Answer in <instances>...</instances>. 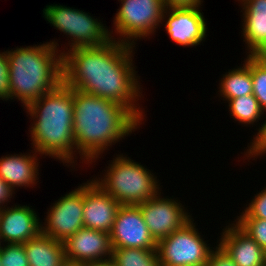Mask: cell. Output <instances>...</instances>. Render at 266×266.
I'll return each mask as SVG.
<instances>
[{"instance_id": "1", "label": "cell", "mask_w": 266, "mask_h": 266, "mask_svg": "<svg viewBox=\"0 0 266 266\" xmlns=\"http://www.w3.org/2000/svg\"><path fill=\"white\" fill-rule=\"evenodd\" d=\"M134 47L113 38L104 46L62 51L63 82L69 88L122 104L142 123L145 115L136 102L142 88L133 66Z\"/></svg>"}, {"instance_id": "2", "label": "cell", "mask_w": 266, "mask_h": 266, "mask_svg": "<svg viewBox=\"0 0 266 266\" xmlns=\"http://www.w3.org/2000/svg\"><path fill=\"white\" fill-rule=\"evenodd\" d=\"M72 98L75 151L83 159L82 163L92 164L108 146L131 135L141 125L122 104L76 89H72Z\"/></svg>"}, {"instance_id": "3", "label": "cell", "mask_w": 266, "mask_h": 266, "mask_svg": "<svg viewBox=\"0 0 266 266\" xmlns=\"http://www.w3.org/2000/svg\"><path fill=\"white\" fill-rule=\"evenodd\" d=\"M32 117L30 131L32 145L39 155L75 166V140L73 135V98L72 88L62 82L57 88L46 92L25 107ZM74 150V151H73Z\"/></svg>"}, {"instance_id": "4", "label": "cell", "mask_w": 266, "mask_h": 266, "mask_svg": "<svg viewBox=\"0 0 266 266\" xmlns=\"http://www.w3.org/2000/svg\"><path fill=\"white\" fill-rule=\"evenodd\" d=\"M54 41L7 52L10 95L25 108L63 82V54Z\"/></svg>"}, {"instance_id": "5", "label": "cell", "mask_w": 266, "mask_h": 266, "mask_svg": "<svg viewBox=\"0 0 266 266\" xmlns=\"http://www.w3.org/2000/svg\"><path fill=\"white\" fill-rule=\"evenodd\" d=\"M125 155H117L103 178L92 179L120 205H138L153 198L161 189L159 180L147 168Z\"/></svg>"}, {"instance_id": "6", "label": "cell", "mask_w": 266, "mask_h": 266, "mask_svg": "<svg viewBox=\"0 0 266 266\" xmlns=\"http://www.w3.org/2000/svg\"><path fill=\"white\" fill-rule=\"evenodd\" d=\"M43 17L57 30L70 37L69 50L75 48L104 46L113 40L111 30L97 18L79 9L62 5H47Z\"/></svg>"}, {"instance_id": "7", "label": "cell", "mask_w": 266, "mask_h": 266, "mask_svg": "<svg viewBox=\"0 0 266 266\" xmlns=\"http://www.w3.org/2000/svg\"><path fill=\"white\" fill-rule=\"evenodd\" d=\"M120 2L122 5L113 20L114 33L119 35L117 38L119 42L135 46L138 38L149 37L162 24L165 10L162 0H120Z\"/></svg>"}, {"instance_id": "8", "label": "cell", "mask_w": 266, "mask_h": 266, "mask_svg": "<svg viewBox=\"0 0 266 266\" xmlns=\"http://www.w3.org/2000/svg\"><path fill=\"white\" fill-rule=\"evenodd\" d=\"M192 219L157 243L161 266H205L212 247L201 237Z\"/></svg>"}, {"instance_id": "9", "label": "cell", "mask_w": 266, "mask_h": 266, "mask_svg": "<svg viewBox=\"0 0 266 266\" xmlns=\"http://www.w3.org/2000/svg\"><path fill=\"white\" fill-rule=\"evenodd\" d=\"M83 207L84 183L53 203L47 212L45 223L41 224V233L64 242L84 227Z\"/></svg>"}, {"instance_id": "10", "label": "cell", "mask_w": 266, "mask_h": 266, "mask_svg": "<svg viewBox=\"0 0 266 266\" xmlns=\"http://www.w3.org/2000/svg\"><path fill=\"white\" fill-rule=\"evenodd\" d=\"M161 197V192H158L153 198L137 205L156 243L193 219L179 200Z\"/></svg>"}, {"instance_id": "11", "label": "cell", "mask_w": 266, "mask_h": 266, "mask_svg": "<svg viewBox=\"0 0 266 266\" xmlns=\"http://www.w3.org/2000/svg\"><path fill=\"white\" fill-rule=\"evenodd\" d=\"M112 248L157 250L143 215L137 205H121L110 231Z\"/></svg>"}, {"instance_id": "12", "label": "cell", "mask_w": 266, "mask_h": 266, "mask_svg": "<svg viewBox=\"0 0 266 266\" xmlns=\"http://www.w3.org/2000/svg\"><path fill=\"white\" fill-rule=\"evenodd\" d=\"M63 244L69 266H83L112 258L110 233L104 231L82 227Z\"/></svg>"}, {"instance_id": "13", "label": "cell", "mask_w": 266, "mask_h": 266, "mask_svg": "<svg viewBox=\"0 0 266 266\" xmlns=\"http://www.w3.org/2000/svg\"><path fill=\"white\" fill-rule=\"evenodd\" d=\"M199 7L201 6L194 8H165L162 21L168 18L164 21V25L172 41L185 47L197 46L202 41H205L207 26Z\"/></svg>"}, {"instance_id": "14", "label": "cell", "mask_w": 266, "mask_h": 266, "mask_svg": "<svg viewBox=\"0 0 266 266\" xmlns=\"http://www.w3.org/2000/svg\"><path fill=\"white\" fill-rule=\"evenodd\" d=\"M89 181L84 183L83 225L110 233L121 205L96 182Z\"/></svg>"}, {"instance_id": "15", "label": "cell", "mask_w": 266, "mask_h": 266, "mask_svg": "<svg viewBox=\"0 0 266 266\" xmlns=\"http://www.w3.org/2000/svg\"><path fill=\"white\" fill-rule=\"evenodd\" d=\"M41 232V223L34 209L25 205L0 210V240L7 244H24Z\"/></svg>"}, {"instance_id": "16", "label": "cell", "mask_w": 266, "mask_h": 266, "mask_svg": "<svg viewBox=\"0 0 266 266\" xmlns=\"http://www.w3.org/2000/svg\"><path fill=\"white\" fill-rule=\"evenodd\" d=\"M221 234L218 245L237 266H266L264 249L236 223L227 225Z\"/></svg>"}, {"instance_id": "17", "label": "cell", "mask_w": 266, "mask_h": 266, "mask_svg": "<svg viewBox=\"0 0 266 266\" xmlns=\"http://www.w3.org/2000/svg\"><path fill=\"white\" fill-rule=\"evenodd\" d=\"M242 36L249 56L266 52V0H246L242 3Z\"/></svg>"}, {"instance_id": "18", "label": "cell", "mask_w": 266, "mask_h": 266, "mask_svg": "<svg viewBox=\"0 0 266 266\" xmlns=\"http://www.w3.org/2000/svg\"><path fill=\"white\" fill-rule=\"evenodd\" d=\"M33 155L14 154L0 158V178L13 190L16 187H34L38 180V152Z\"/></svg>"}, {"instance_id": "19", "label": "cell", "mask_w": 266, "mask_h": 266, "mask_svg": "<svg viewBox=\"0 0 266 266\" xmlns=\"http://www.w3.org/2000/svg\"><path fill=\"white\" fill-rule=\"evenodd\" d=\"M29 266H69L64 244L51 236L39 233L24 243Z\"/></svg>"}, {"instance_id": "20", "label": "cell", "mask_w": 266, "mask_h": 266, "mask_svg": "<svg viewBox=\"0 0 266 266\" xmlns=\"http://www.w3.org/2000/svg\"><path fill=\"white\" fill-rule=\"evenodd\" d=\"M220 81L218 92L225 101L253 94L251 70L245 63L243 66H238L237 69L226 72Z\"/></svg>"}, {"instance_id": "21", "label": "cell", "mask_w": 266, "mask_h": 266, "mask_svg": "<svg viewBox=\"0 0 266 266\" xmlns=\"http://www.w3.org/2000/svg\"><path fill=\"white\" fill-rule=\"evenodd\" d=\"M230 115L239 124L254 125L263 114H265L259 106L258 100L253 94L244 95L238 98L228 100Z\"/></svg>"}, {"instance_id": "22", "label": "cell", "mask_w": 266, "mask_h": 266, "mask_svg": "<svg viewBox=\"0 0 266 266\" xmlns=\"http://www.w3.org/2000/svg\"><path fill=\"white\" fill-rule=\"evenodd\" d=\"M112 259L117 266H161L157 250L113 248Z\"/></svg>"}, {"instance_id": "23", "label": "cell", "mask_w": 266, "mask_h": 266, "mask_svg": "<svg viewBox=\"0 0 266 266\" xmlns=\"http://www.w3.org/2000/svg\"><path fill=\"white\" fill-rule=\"evenodd\" d=\"M244 63L250 68L253 95L263 112H266V62L260 56L247 55Z\"/></svg>"}, {"instance_id": "24", "label": "cell", "mask_w": 266, "mask_h": 266, "mask_svg": "<svg viewBox=\"0 0 266 266\" xmlns=\"http://www.w3.org/2000/svg\"><path fill=\"white\" fill-rule=\"evenodd\" d=\"M235 222L263 249L266 248V220L259 218H237Z\"/></svg>"}, {"instance_id": "25", "label": "cell", "mask_w": 266, "mask_h": 266, "mask_svg": "<svg viewBox=\"0 0 266 266\" xmlns=\"http://www.w3.org/2000/svg\"><path fill=\"white\" fill-rule=\"evenodd\" d=\"M5 245L0 246L2 266H29L24 244Z\"/></svg>"}, {"instance_id": "26", "label": "cell", "mask_w": 266, "mask_h": 266, "mask_svg": "<svg viewBox=\"0 0 266 266\" xmlns=\"http://www.w3.org/2000/svg\"><path fill=\"white\" fill-rule=\"evenodd\" d=\"M238 218H259L266 220V187L256 193L248 207L242 211Z\"/></svg>"}, {"instance_id": "27", "label": "cell", "mask_w": 266, "mask_h": 266, "mask_svg": "<svg viewBox=\"0 0 266 266\" xmlns=\"http://www.w3.org/2000/svg\"><path fill=\"white\" fill-rule=\"evenodd\" d=\"M266 153V120L263 122L261 127L259 126L257 135L253 137V140L248 145V149L244 155H246L247 159H251L256 156H262V154ZM250 157V158H248Z\"/></svg>"}, {"instance_id": "28", "label": "cell", "mask_w": 266, "mask_h": 266, "mask_svg": "<svg viewBox=\"0 0 266 266\" xmlns=\"http://www.w3.org/2000/svg\"><path fill=\"white\" fill-rule=\"evenodd\" d=\"M0 98L4 101L11 99L10 81H9V64L7 52H0Z\"/></svg>"}, {"instance_id": "29", "label": "cell", "mask_w": 266, "mask_h": 266, "mask_svg": "<svg viewBox=\"0 0 266 266\" xmlns=\"http://www.w3.org/2000/svg\"><path fill=\"white\" fill-rule=\"evenodd\" d=\"M215 250V251H214ZM205 266H237L226 252L217 245L210 253Z\"/></svg>"}, {"instance_id": "30", "label": "cell", "mask_w": 266, "mask_h": 266, "mask_svg": "<svg viewBox=\"0 0 266 266\" xmlns=\"http://www.w3.org/2000/svg\"><path fill=\"white\" fill-rule=\"evenodd\" d=\"M166 9L168 8H194L202 4V0H162Z\"/></svg>"}, {"instance_id": "31", "label": "cell", "mask_w": 266, "mask_h": 266, "mask_svg": "<svg viewBox=\"0 0 266 266\" xmlns=\"http://www.w3.org/2000/svg\"><path fill=\"white\" fill-rule=\"evenodd\" d=\"M14 192L15 191L0 178V209L5 207L6 205L4 204H7V202L9 203V200L11 201Z\"/></svg>"}, {"instance_id": "32", "label": "cell", "mask_w": 266, "mask_h": 266, "mask_svg": "<svg viewBox=\"0 0 266 266\" xmlns=\"http://www.w3.org/2000/svg\"><path fill=\"white\" fill-rule=\"evenodd\" d=\"M83 266H117V265L115 261L112 258H110L106 260H101V261L85 264Z\"/></svg>"}, {"instance_id": "33", "label": "cell", "mask_w": 266, "mask_h": 266, "mask_svg": "<svg viewBox=\"0 0 266 266\" xmlns=\"http://www.w3.org/2000/svg\"><path fill=\"white\" fill-rule=\"evenodd\" d=\"M266 62V52L259 55Z\"/></svg>"}, {"instance_id": "34", "label": "cell", "mask_w": 266, "mask_h": 266, "mask_svg": "<svg viewBox=\"0 0 266 266\" xmlns=\"http://www.w3.org/2000/svg\"><path fill=\"white\" fill-rule=\"evenodd\" d=\"M238 1H240V2H241L240 4H242V3L245 2L246 0H238Z\"/></svg>"}, {"instance_id": "35", "label": "cell", "mask_w": 266, "mask_h": 266, "mask_svg": "<svg viewBox=\"0 0 266 266\" xmlns=\"http://www.w3.org/2000/svg\"><path fill=\"white\" fill-rule=\"evenodd\" d=\"M264 255H265V259H266V248L264 249Z\"/></svg>"}, {"instance_id": "36", "label": "cell", "mask_w": 266, "mask_h": 266, "mask_svg": "<svg viewBox=\"0 0 266 266\" xmlns=\"http://www.w3.org/2000/svg\"><path fill=\"white\" fill-rule=\"evenodd\" d=\"M0 266H2L1 255H0Z\"/></svg>"}]
</instances>
